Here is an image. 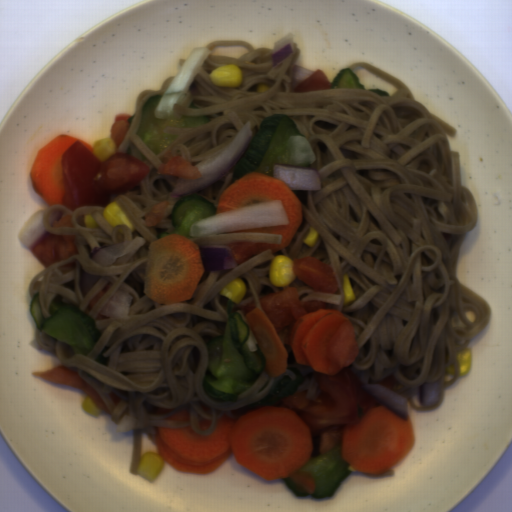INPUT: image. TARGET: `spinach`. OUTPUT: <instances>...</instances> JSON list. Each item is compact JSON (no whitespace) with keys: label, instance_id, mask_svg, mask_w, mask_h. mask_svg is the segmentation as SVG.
<instances>
[{"label":"spinach","instance_id":"obj_1","mask_svg":"<svg viewBox=\"0 0 512 512\" xmlns=\"http://www.w3.org/2000/svg\"><path fill=\"white\" fill-rule=\"evenodd\" d=\"M351 465L343 459L342 444L309 462L297 471L310 473L314 478L313 495L316 499L332 497L340 483L347 478Z\"/></svg>","mask_w":512,"mask_h":512},{"label":"spinach","instance_id":"obj_2","mask_svg":"<svg viewBox=\"0 0 512 512\" xmlns=\"http://www.w3.org/2000/svg\"><path fill=\"white\" fill-rule=\"evenodd\" d=\"M285 485L290 489V491L297 497V498H304L307 497L310 493H307L303 488L297 486L287 475L285 477L280 478Z\"/></svg>","mask_w":512,"mask_h":512}]
</instances>
